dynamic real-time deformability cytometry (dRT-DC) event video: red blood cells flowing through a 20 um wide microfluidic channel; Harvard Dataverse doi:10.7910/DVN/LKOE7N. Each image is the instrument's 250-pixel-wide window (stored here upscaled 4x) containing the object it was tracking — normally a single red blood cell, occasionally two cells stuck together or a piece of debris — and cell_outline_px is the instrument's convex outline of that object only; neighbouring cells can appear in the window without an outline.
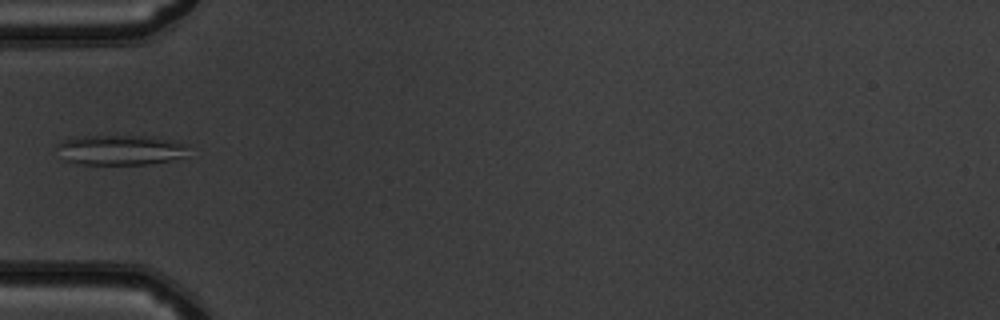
{"species": "common noctule bat (a hibernating species)", "species_latin": "Nyctalus noctula", "temperature_condition": "warm", "stored_images_in_passage": 28, "camera_frame_rate_fps": 3000, "um_per_image_px": 0.085, "animal": {"sex": "male", "body_mass_g": 19.5, "forearm_length_mm": 54.6}, "frame": {"image": 1, "passage_image": 1, "time_ms": 0.0, "image_size_px": [1000, 320], "cell_outline_px": [[188, 156], [172, 160], [148, 164], [84, 164], [64, 160], [60, 144], [64, 140], [84, 136], [156, 136], [188, 144]], "centroid_in_image_um": [10.39, 12.74], "position_along_channel_um": 74.6, "area_um2": 22.83}}
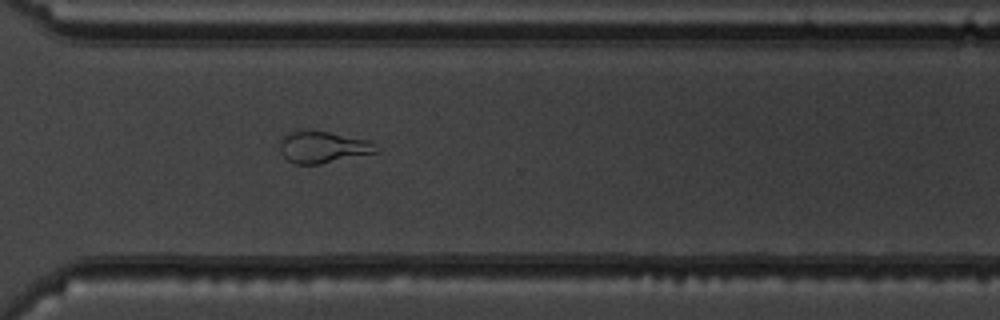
{"frame": {"image": 2, "passage_image": 21, "time_ms": 6.667, "image_size_px": [1000, 320], "cell_outline_px": [[380, 152], [320, 164], [292, 164], [280, 152], [280, 136], [292, 132], [328, 132], [368, 140], [380, 148]], "centroid_in_image_um": [27.47, 12.54], "position_along_channel_um": 343.1, "area_um2": 17.63}}
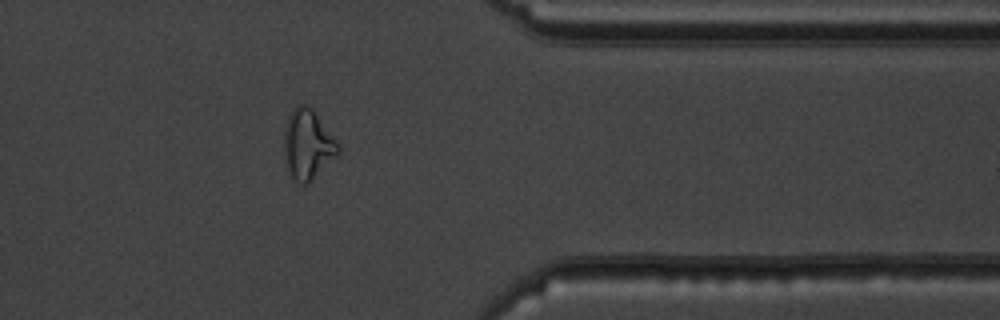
{"frame": {"image": 3, "passage_image": 25, "time_ms": 8.0, "image_size_px": [1000, 320], "cell_outline_px": [[340, 152], [308, 184], [300, 184], [288, 172], [284, 160], [284, 132], [288, 116], [292, 108], [296, 104], [308, 104], [316, 112], [336, 140], [340, 148]], "centroid_in_image_um": [26.14, 12.25], "position_along_channel_um": 385.3, "area_um2": 22.2}}